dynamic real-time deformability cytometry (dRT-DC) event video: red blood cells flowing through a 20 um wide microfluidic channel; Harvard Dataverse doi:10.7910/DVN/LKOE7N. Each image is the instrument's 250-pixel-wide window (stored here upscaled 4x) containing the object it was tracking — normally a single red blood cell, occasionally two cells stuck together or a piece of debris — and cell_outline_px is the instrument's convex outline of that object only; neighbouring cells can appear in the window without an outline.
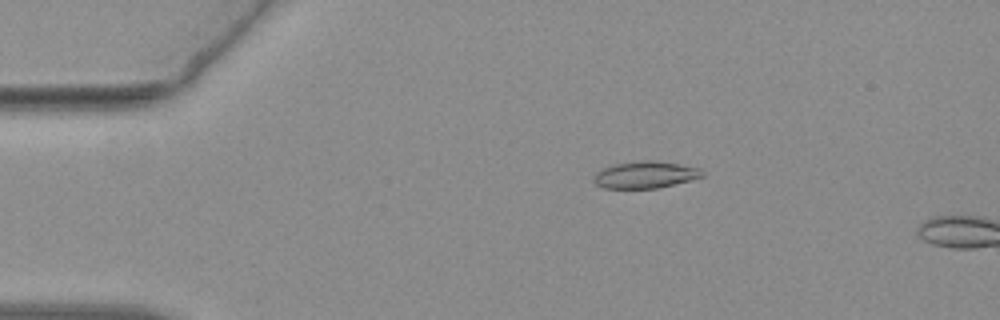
{"species": "common noctule bat (a hibernating species)", "species_latin": "Nyctalus noctula", "temperature_condition": "warm", "stored_images_in_passage": 3, "camera_frame_rate_fps": 3000, "um_per_image_px": 0.085, "animal": {"sex": "female", "body_mass_g": 19.3, "forearm_length_mm": 54.1}, "frame": {"image": 1, "passage_image": 1, "time_ms": 0.0, "image_size_px": [1000, 320], "cell_outline_px": [[704, 176], [656, 188], [604, 188], [596, 184], [592, 180], [596, 172], [604, 168], [616, 164], [648, 160], [652, 160], [700, 168], [704, 172]], "centroid_in_image_um": [54.82, 14.86], "position_along_channel_um": 30.2, "area_um2": 16.59}}